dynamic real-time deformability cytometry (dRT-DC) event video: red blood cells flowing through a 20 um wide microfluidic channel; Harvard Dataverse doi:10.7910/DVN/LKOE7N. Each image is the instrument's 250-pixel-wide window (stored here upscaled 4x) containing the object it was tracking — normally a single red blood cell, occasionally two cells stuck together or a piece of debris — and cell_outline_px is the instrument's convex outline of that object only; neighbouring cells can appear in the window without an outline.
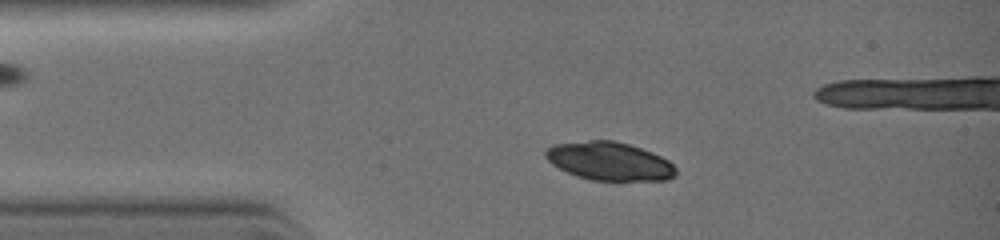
{"species": "common noctule bat (a hibernating species)", "species_latin": "Nyctalus noctula", "temperature_condition": "warm", "stored_images_in_passage": 2, "camera_frame_rate_fps": 3000, "um_per_image_px": 0.085, "animal": {"sex": "female", "body_mass_g": 19.0, "forearm_length_mm": 51.5}, "frame": {"image": 1, "passage_image": 2, "time_ms": 1.0, "image_size_px": [1000, 240], "cell_outline_px": [[676, 176], [668, 180], [592, 180], [576, 176], [552, 164], [544, 156], [544, 152], [548, 148], [556, 144], [592, 140], [612, 140], [628, 144], [652, 152], [668, 160], [676, 168]], "centroid_in_image_um": [51.82, 13.71], "position_along_channel_um": 33.2, "area_um2": 28.9}}